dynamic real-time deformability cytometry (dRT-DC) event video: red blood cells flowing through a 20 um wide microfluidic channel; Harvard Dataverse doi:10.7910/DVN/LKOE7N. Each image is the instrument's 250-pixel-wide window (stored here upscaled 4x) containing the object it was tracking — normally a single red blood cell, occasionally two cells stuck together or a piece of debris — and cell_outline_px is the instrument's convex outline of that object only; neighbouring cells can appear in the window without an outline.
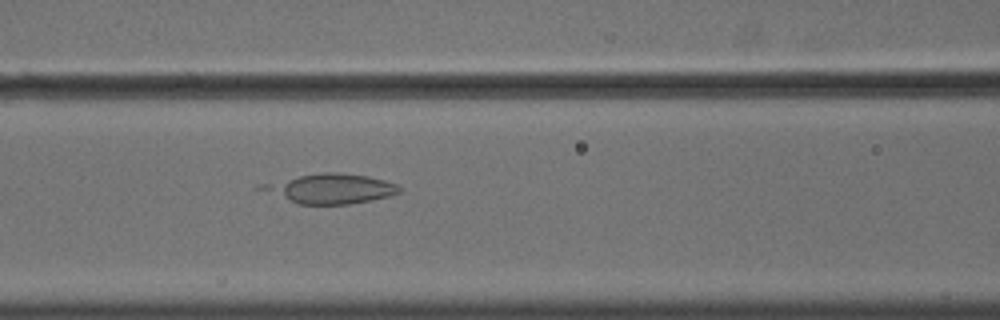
{"species": "common noctule bat (a hibernating species)", "species_latin": "Nyctalus noctula", "temperature_condition": "cold", "stored_images_in_passage": 31, "camera_frame_rate_fps": 3000, "um_per_image_px": 0.085, "animal": {"sex": "male", "body_mass_g": 18.8}, "frame": {"image": 1, "passage_image": 7, "time_ms": 2.0, "image_size_px": [1000, 320], "cell_outline_px": [[404, 188], [400, 192], [388, 196], [348, 204], [296, 204], [252, 188], [256, 184], [300, 176], [324, 172], [340, 172], [368, 176], [400, 184]], "centroid_in_image_um": [28.01, 16.03], "position_along_channel_um": 138.6, "area_um2": 24.22}}
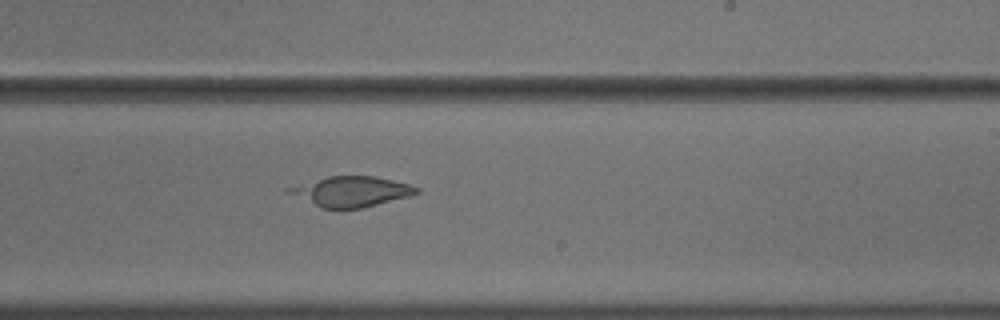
{"frame": {"image": 2, "passage_image": 17, "time_ms": 5.333, "image_size_px": [1000, 320], "cell_outline_px": [[420, 192], [412, 196], [360, 208], [324, 208], [288, 192], [284, 188], [328, 176], [376, 176], [408, 184], [420, 188]], "centroid_in_image_um": [29.92, 16.26], "position_along_channel_um": 259.1, "area_um2": 22.08}}
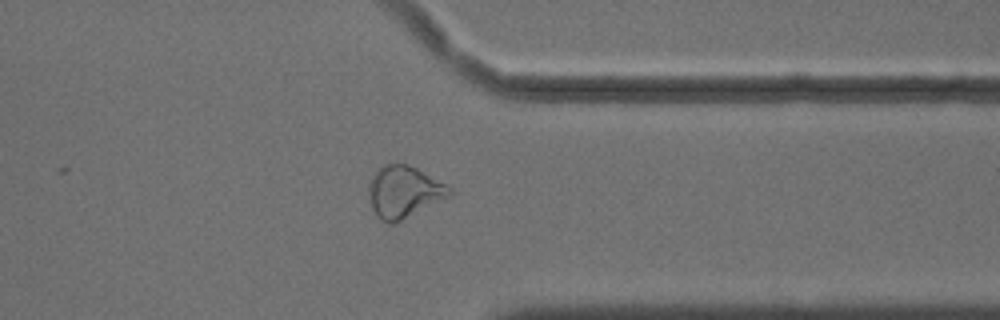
{"frame": {"image": 3, "passage_image": 27, "time_ms": 8.667, "image_size_px": [1000, 320], "cell_outline_px": [[452, 192], [448, 196], [392, 224], [376, 216], [372, 208], [368, 192], [368, 180], [384, 164], [408, 164], [416, 168], [452, 188]], "centroid_in_image_um": [34.28, 16.28], "position_along_channel_um": 377.1, "area_um2": 23.7}}